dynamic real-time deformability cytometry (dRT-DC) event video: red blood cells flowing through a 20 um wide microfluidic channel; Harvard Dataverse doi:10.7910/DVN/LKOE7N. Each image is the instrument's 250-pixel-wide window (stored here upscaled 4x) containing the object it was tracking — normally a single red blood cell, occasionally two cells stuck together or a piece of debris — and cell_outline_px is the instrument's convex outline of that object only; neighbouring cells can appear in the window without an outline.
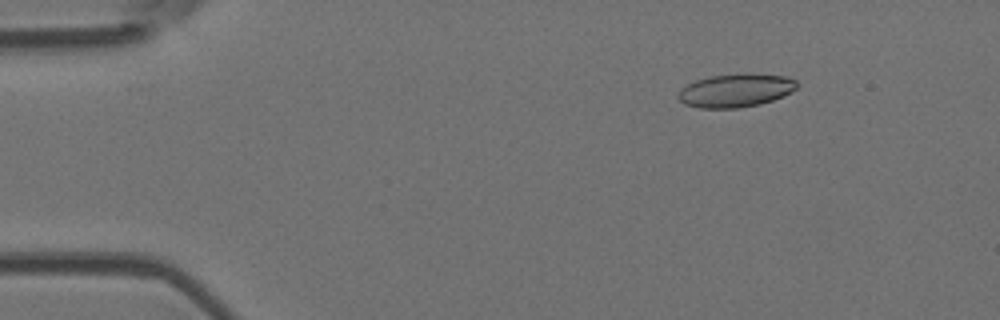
{"species": "Egyptian fruit bat (a non-hibernating species)", "species_latin": "Rousettus aegyptiacus", "temperature_condition": "room temperature", "stored_images_in_passage": 8, "camera_frame_rate_fps": 3000, "um_per_image_px": 0.085, "animal": {"sex": "female"}, "frame": {"image": 1, "passage_image": 2, "time_ms": 1.333, "image_size_px": [1000, 320], "cell_outline_px": [[796, 88], [784, 96], [760, 104], [740, 108], [700, 108], [684, 104], [676, 96], [680, 88], [696, 80], [712, 76], [748, 72], [788, 76], [796, 80]], "centroid_in_image_um": [62.53, 7.68], "position_along_channel_um": 22.5, "area_um2": 23.35}}
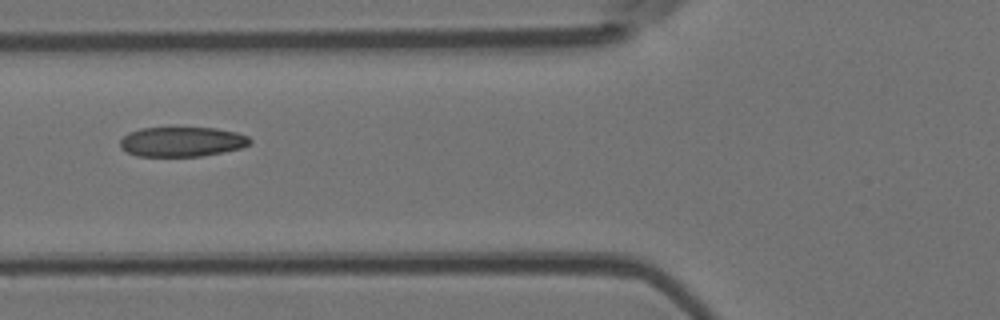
{"frame": {"image": 2, "passage_image": 5, "time_ms": 5.667, "image_size_px": [1000, 320], "cell_outline_px": [[252, 140], [248, 144], [240, 148], [200, 156], [136, 156], [120, 148], [120, 140], [128, 132], [140, 128], [216, 128], [236, 132], [248, 136]], "centroid_in_image_um": [15.43, 12.04], "position_along_channel_um": 110.4, "area_um2": 22.37}}
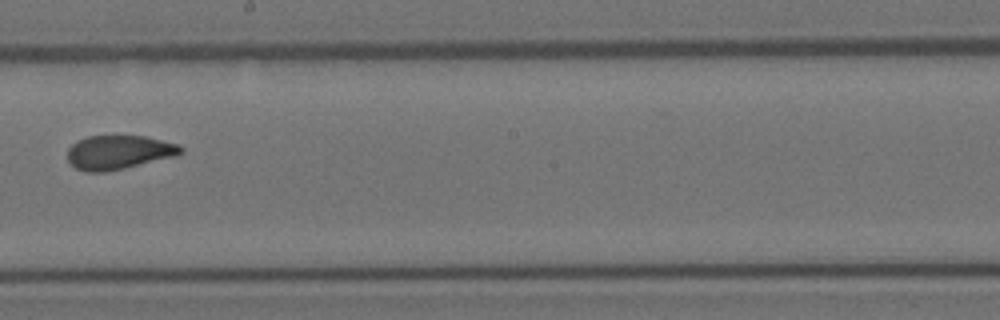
{"frame": {"image": 3, "passage_image": 8, "time_ms": 9.0, "image_size_px": [1000, 320], "cell_outline_px": [[184, 152], [176, 156], [124, 168], [104, 172], [88, 172], [76, 168], [68, 160], [68, 148], [72, 144], [88, 136], [144, 136], [180, 144], [184, 148]], "centroid_in_image_um": [10.13, 12.94], "position_along_channel_um": 238.1, "area_um2": 22.37}}